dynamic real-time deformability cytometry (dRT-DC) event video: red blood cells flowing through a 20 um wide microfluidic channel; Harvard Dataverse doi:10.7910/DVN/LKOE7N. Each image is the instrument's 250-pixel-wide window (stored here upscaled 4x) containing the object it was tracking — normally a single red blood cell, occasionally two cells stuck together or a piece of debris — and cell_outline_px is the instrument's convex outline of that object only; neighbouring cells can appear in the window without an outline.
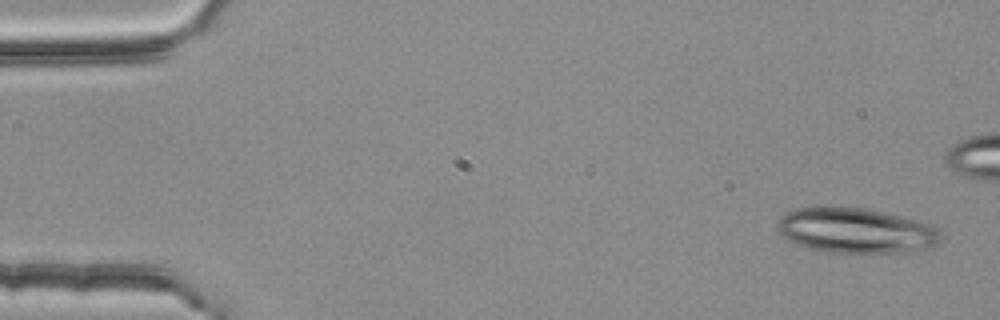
{"species": "common noctule bat (a hibernating species)", "species_latin": "Nyctalus noctula", "temperature_condition": "room temperature", "stored_images_in_passage": 5, "camera_frame_rate_fps": 3000, "um_per_image_px": 0.085, "animal": {"sex": "female", "body_mass_g": 25.1}, "frame": {"image": 1, "passage_image": 1, "time_ms": 0.0, "image_size_px": [1000, 320], "cell_outline_px": [[940, 240], [936, 244], [912, 252], [828, 252], [812, 248], [788, 240], [780, 232], [776, 224], [780, 216], [784, 212], [796, 208], [824, 204], [864, 208], [928, 224], [940, 228]], "centroid_in_image_um": [72.67, 19.56], "position_along_channel_um": 12.3, "area_um2": 42.95}}
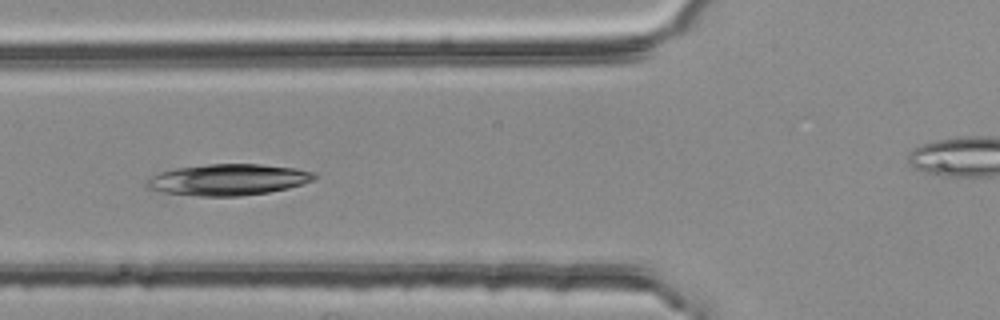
{"frame": {"image": 2, "passage_image": 5, "time_ms": 1.333, "image_size_px": [1000, 320], "cell_outline_px": [[316, 176], [312, 180], [288, 188], [268, 192], [240, 196], [200, 196], [164, 192], [148, 188], [144, 180], [160, 172], [176, 168], [208, 164], [260, 164], [296, 168], [312, 172]], "centroid_in_image_um": [19.36, 15.27], "position_along_channel_um": 106.4, "area_um2": 30.29}}